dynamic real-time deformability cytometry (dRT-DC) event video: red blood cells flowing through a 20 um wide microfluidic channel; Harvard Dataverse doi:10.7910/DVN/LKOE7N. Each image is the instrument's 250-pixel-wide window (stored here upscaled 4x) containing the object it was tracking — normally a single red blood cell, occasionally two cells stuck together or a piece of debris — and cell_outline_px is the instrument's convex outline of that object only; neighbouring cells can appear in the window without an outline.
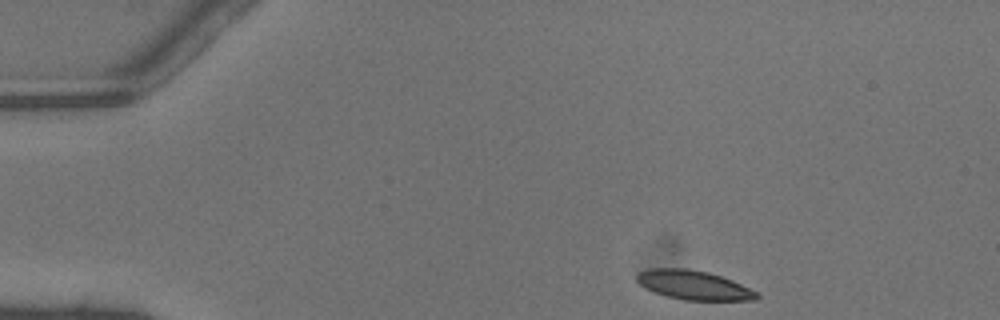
{"species": "common noctule bat (a hibernating species)", "species_latin": "Nyctalus noctula", "temperature_condition": "warm", "stored_images_in_passage": 32, "camera_frame_rate_fps": 3000, "um_per_image_px": 0.085, "animal": {"sex": "male", "body_mass_g": 13.3}, "frame": {"image": 1, "passage_image": 1, "time_ms": 0.0, "image_size_px": [1000, 320], "cell_outline_px": [[760, 296], [756, 300], [684, 300], [668, 296], [644, 288], [636, 280], [636, 272], [648, 268], [688, 268], [708, 272], [732, 280], [756, 292]], "centroid_in_image_um": [58.91, 24.22], "position_along_channel_um": 26.1, "area_um2": 20.35}}
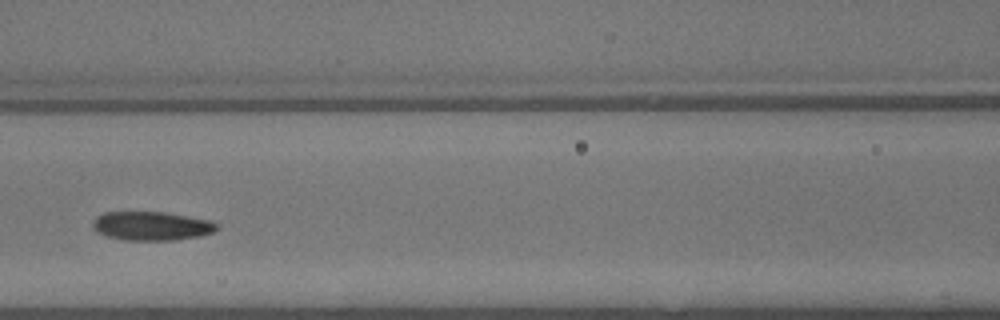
{"frame": {"image": 2, "passage_image": 15, "time_ms": 4.667, "image_size_px": [1000, 320], "cell_outline_px": [[220, 228], [212, 232], [200, 236], [172, 240], [120, 240], [96, 232], [92, 228], [92, 220], [96, 216], [104, 212], [164, 212], [212, 220], [220, 224]], "centroid_in_image_um": [12.88, 19.2], "position_along_channel_um": 153.7, "area_um2": 21.15}}
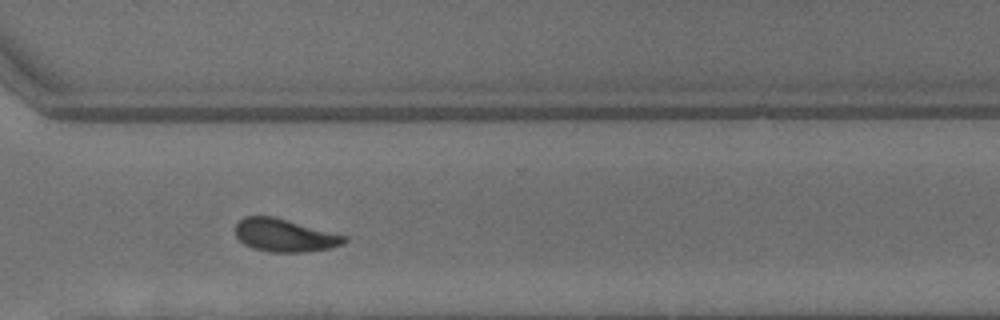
{"frame": {"image": 3, "passage_image": 28, "time_ms": 9.0, "image_size_px": [1000, 320], "cell_outline_px": [[348, 240], [344, 244], [332, 248], [308, 252], [268, 252], [252, 248], [244, 244], [236, 236], [236, 224], [244, 216], [272, 216], [348, 236]], "centroid_in_image_um": [24.22, 20.02], "position_along_channel_um": 346.4, "area_um2": 20.98}, "authors_computed_cell_mechanics": {"area_um2": 21.1837, "velocity_mm_per_s": 4.4613, "shape_relaxation_time_tau1_ms": 5.0468, "shape_relaxation_time_tau2_ms": 3.3458, "deformation_change_tau1": 0.1868, "deformation_change_tau2": 0.1014}}